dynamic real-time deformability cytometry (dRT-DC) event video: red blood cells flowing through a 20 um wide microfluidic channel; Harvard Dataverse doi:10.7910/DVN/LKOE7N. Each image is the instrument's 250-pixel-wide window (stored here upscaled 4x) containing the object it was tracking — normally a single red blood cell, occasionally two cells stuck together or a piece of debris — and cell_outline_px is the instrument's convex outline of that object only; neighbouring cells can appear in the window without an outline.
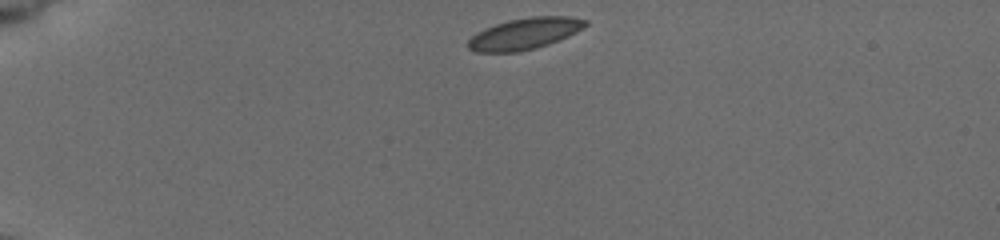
{"species": "common noctule bat (a hibernating species)", "species_latin": "Nyctalus noctula", "temperature_condition": "cold", "stored_images_in_passage": 42, "camera_frame_rate_fps": 3000, "um_per_image_px": 0.085, "animal": {"sex": "female", "body_mass_g": 19.5, "forearm_length_mm": 54.1}, "frame": {"image": 1, "passage_image": 1, "time_ms": 0.0, "image_size_px": [1000, 240], "cell_outline_px": [[588, 24], [576, 32], [568, 36], [548, 44], [536, 48], [516, 52], [476, 52], [468, 48], [468, 40], [476, 32], [484, 28], [508, 20], [532, 16], [568, 16], [588, 20]], "centroid_in_image_um": [44.59, 2.85], "position_along_channel_um": 40.4, "area_um2": 21.44}}
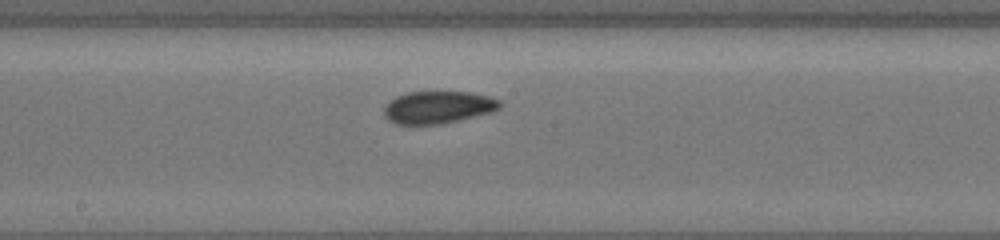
{"frame": {"image": 2, "passage_image": 19, "time_ms": 6.0, "image_size_px": [1000, 240], "cell_outline_px": [[504, 104], [500, 108], [492, 112], [460, 120], [440, 124], [396, 124], [388, 120], [384, 116], [384, 108], [396, 96], [408, 92], [472, 92], [504, 100]], "centroid_in_image_um": [37.3, 9.12], "position_along_channel_um": 210.9, "area_um2": 22.02}}
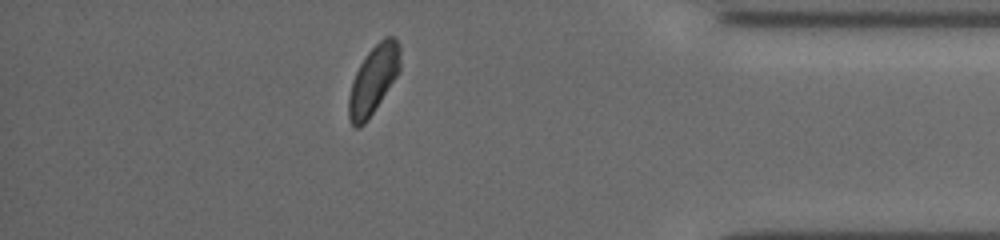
{"frame": {"image": 3, "passage_image": 36, "time_ms": 11.667, "image_size_px": [1000, 240], "cell_outline_px": [[400, 68], [396, 76], [364, 124], [360, 128], [356, 128], [352, 124], [348, 116], [348, 96], [356, 72], [360, 64], [368, 52], [384, 36], [392, 36], [400, 44]], "centroid_in_image_um": [31.73, 6.76], "position_along_channel_um": 403.5, "area_um2": 20.0}, "authors_computed_cell_mechanics": {"area_um2": 21.2704, "velocity_mm_per_s": 3.8446, "shape_relaxation_time_tau1_ms": 4.2193, "shape_relaxation_time_tau2_ms": 1.6009, "deformation_change_tau1": 0.0763, "deformation_change_tau2": 0.0562}}